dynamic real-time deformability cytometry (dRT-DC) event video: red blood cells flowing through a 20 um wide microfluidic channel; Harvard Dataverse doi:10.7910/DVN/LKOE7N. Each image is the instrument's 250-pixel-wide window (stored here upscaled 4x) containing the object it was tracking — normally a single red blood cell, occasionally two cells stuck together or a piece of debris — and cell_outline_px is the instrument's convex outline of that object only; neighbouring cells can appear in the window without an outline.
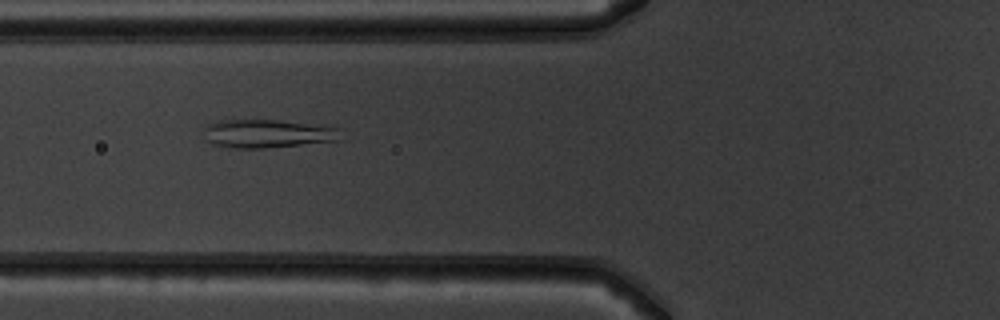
{"species": "common noctule bat (a hibernating species)", "species_latin": "Nyctalus noctula", "temperature_condition": "warm", "stored_images_in_passage": 45, "camera_frame_rate_fps": 3000, "um_per_image_px": 0.085, "animal": {"sex": "male", "body_mass_g": 19.5, "forearm_length_mm": 54.6}, "frame": {"image": 1, "passage_image": 13, "time_ms": 4.0, "image_size_px": [1000, 320], "cell_outline_px": [[344, 140], [264, 148], [232, 148], [212, 144], [208, 140], [204, 128], [208, 124], [220, 120], [280, 120], [336, 128]], "centroid_in_image_um": [22.73, 11.36], "position_along_channel_um": 103.1, "area_um2": 22.37}}
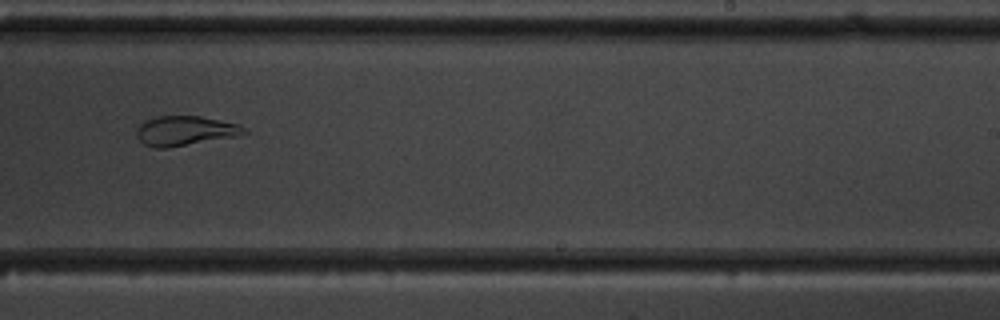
{"frame": {"image": 2, "passage_image": 26, "time_ms": 8.333, "image_size_px": [1000, 320], "cell_outline_px": [[248, 132], [244, 136], [168, 148], [152, 148], [144, 144], [136, 136], [136, 128], [144, 120], [156, 116], [200, 116], [236, 124], [244, 128]], "centroid_in_image_um": [15.73, 11.14], "position_along_channel_um": 273.3, "area_um2": 18.96}}
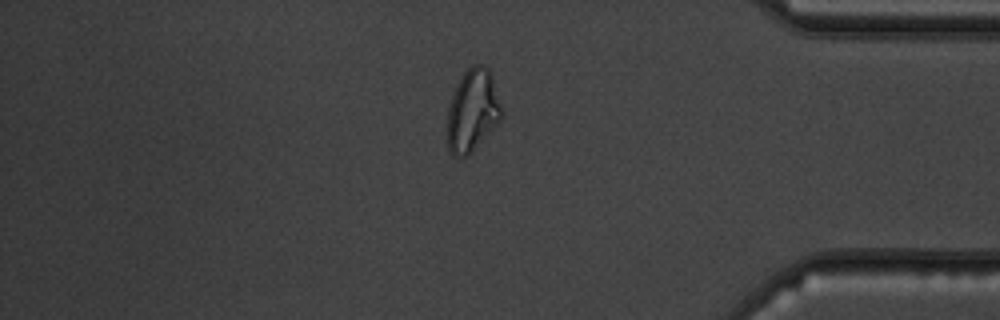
{"frame": {"image": 3, "passage_image": 37, "time_ms": 12.0, "image_size_px": [1000, 320], "cell_outline_px": [[500, 120], [468, 156], [452, 156], [448, 152], [448, 108], [452, 96], [464, 72], [472, 64], [484, 64], [488, 68], [492, 76], [500, 104]], "centroid_in_image_um": [40.15, 9.4], "position_along_channel_um": 395.1, "area_um2": 25.49}, "authors_computed_cell_mechanics": {"area_um2": 25.432, "velocity_mm_per_s": 3.9282, "shape_relaxation_time_tau1_ms": null, "shape_relaxation_time_tau2_ms": 1.362, "deformation_change_tau1": null, "deformation_change_tau2": 0.0569}}